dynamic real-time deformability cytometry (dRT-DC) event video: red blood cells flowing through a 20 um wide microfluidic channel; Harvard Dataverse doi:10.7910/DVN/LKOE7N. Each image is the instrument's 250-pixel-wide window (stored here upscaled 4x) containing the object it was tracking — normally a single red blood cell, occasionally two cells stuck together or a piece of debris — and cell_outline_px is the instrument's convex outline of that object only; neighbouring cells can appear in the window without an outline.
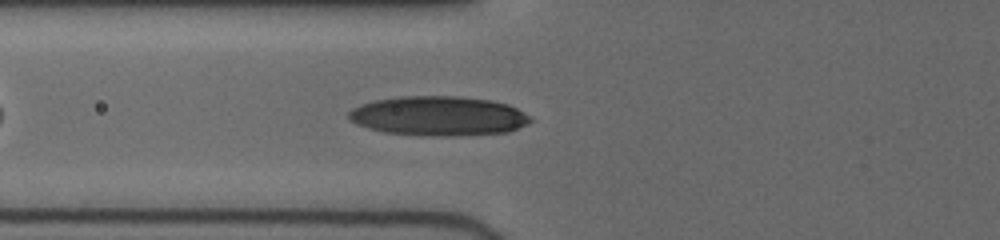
{"species": "human", "species_latin": "Homo sapiens", "temperature_condition": "cold", "stored_images_in_passage": 58, "camera_frame_rate_fps": 3000, "um_per_image_px": 0.085, "donor": {"sex": "female"}, "frame": {"image": 1, "passage_image": 14, "time_ms": 2.667, "image_size_px": [1000, 240], "cell_outline_px": [[532, 120], [528, 124], [508, 132], [460, 136], [420, 136], [384, 132], [368, 128], [356, 124], [348, 120], [348, 112], [352, 108], [360, 104], [376, 100], [400, 96], [456, 96], [492, 100], [508, 104], [524, 112]], "centroid_in_image_um": [37.25, 9.87], "position_along_channel_um": 88.5, "area_um2": 42.25}}
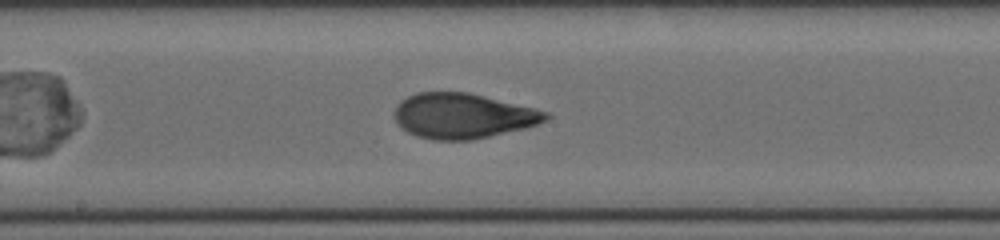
{"frame": {"image": 2, "passage_image": 31, "time_ms": 5.667, "image_size_px": [1000, 240], "cell_outline_px": [[552, 116], [548, 120], [524, 128], [472, 140], [432, 140], [416, 136], [400, 128], [396, 120], [396, 104], [400, 100], [416, 92], [468, 92], [536, 108], [548, 112]], "centroid_in_image_um": [39.35, 9.84], "position_along_channel_um": 208.9, "area_um2": 39.94}}
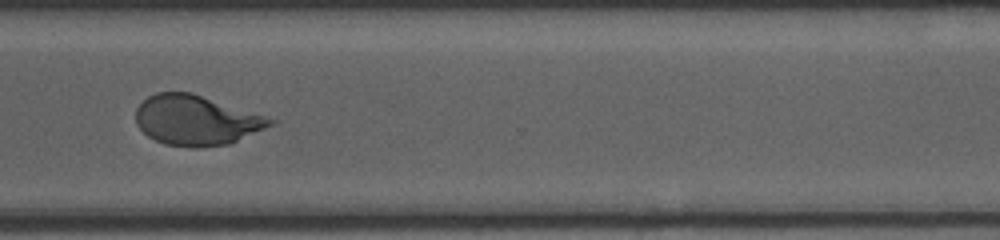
{"frame": {"image": 3, "passage_image": 44, "time_ms": 9.333, "image_size_px": [1000, 240], "cell_outline_px": [[276, 120], [272, 124], [264, 128], [228, 144], [192, 148], [188, 148], [164, 144], [148, 136], [136, 124], [136, 108], [148, 96], [156, 92], [192, 92]], "centroid_in_image_um": [16.62, 10.22], "position_along_channel_um": 354.0, "area_um2": 38.67}, "authors_computed_cell_mechanics": {"area_um2": 39.9109, "velocity_mm_per_s": 3.973, "shape_relaxation_time_tau1_ms": 5.7746, "shape_relaxation_time_tau2_ms": 0.9722, "deformation_change_tau1": 0.2103, "deformation_change_tau2": 0.0721}}